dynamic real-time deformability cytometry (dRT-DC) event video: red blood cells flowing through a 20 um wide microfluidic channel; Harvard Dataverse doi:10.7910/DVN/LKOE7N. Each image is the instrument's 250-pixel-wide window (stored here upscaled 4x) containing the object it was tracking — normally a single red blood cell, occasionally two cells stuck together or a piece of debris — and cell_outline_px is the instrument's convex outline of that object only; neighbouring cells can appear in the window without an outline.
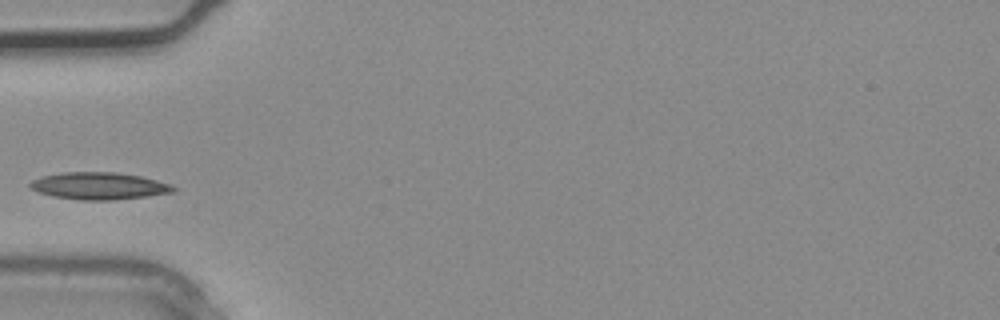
{"species": "common noctule bat (a hibernating species)", "species_latin": "Nyctalus noctula", "temperature_condition": "warm", "stored_images_in_passage": 1, "camera_frame_rate_fps": 3000, "um_per_image_px": 0.085, "animal": {"sex": "male", "body_mass_g": 20.4}, "frame": {"image": 1, "passage_image": 1, "time_ms": 0.0, "image_size_px": [1000, 320], "cell_outline_px": [[176, 192], [112, 200], [80, 200], [52, 196], [40, 192], [32, 188], [28, 184], [32, 180], [44, 176], [64, 172], [116, 172], [140, 176], [156, 180], [168, 184], [176, 188]], "centroid_in_image_um": [8.42, 15.8], "position_along_channel_um": 76.6, "area_um2": 22.37}}